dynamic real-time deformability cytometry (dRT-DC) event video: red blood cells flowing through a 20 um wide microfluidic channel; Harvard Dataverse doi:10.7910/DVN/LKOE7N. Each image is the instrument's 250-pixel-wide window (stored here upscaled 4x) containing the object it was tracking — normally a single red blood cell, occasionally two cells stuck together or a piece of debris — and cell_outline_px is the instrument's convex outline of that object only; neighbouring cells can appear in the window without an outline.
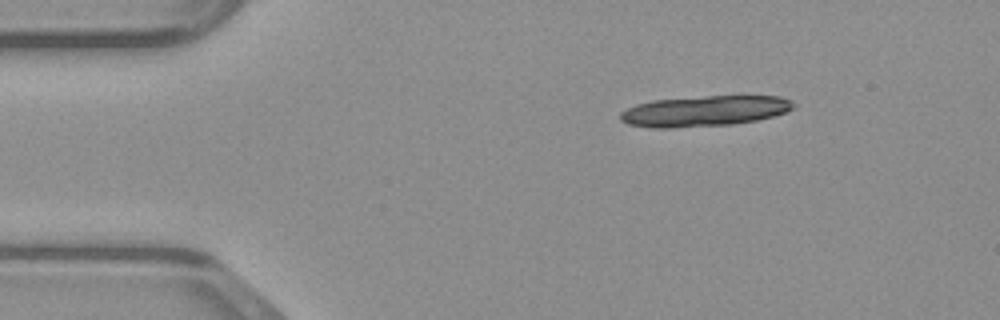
{"species": "common noctule bat (a hibernating species)", "species_latin": "Nyctalus noctula", "temperature_condition": "warm", "stored_images_in_passage": 7, "camera_frame_rate_fps": 3000, "um_per_image_px": 0.085, "animal": {"sex": "male", "body_mass_g": 23.1, "forearm_length_mm": 52.7}, "frame": {"image": 1, "passage_image": 1, "time_ms": 0.0, "image_size_px": [1000, 320], "cell_outline_px": [[796, 104], [788, 112], [756, 120], [732, 124], [672, 128], [652, 128], [628, 124], [620, 120], [620, 112], [636, 104], [652, 100], [708, 96], [780, 96], [792, 100]], "centroid_in_image_um": [59.88, 9.44], "position_along_channel_um": 25.1, "area_um2": 30.92}}